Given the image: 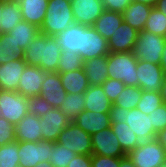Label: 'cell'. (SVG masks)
Instances as JSON below:
<instances>
[{
	"instance_id": "obj_31",
	"label": "cell",
	"mask_w": 166,
	"mask_h": 167,
	"mask_svg": "<svg viewBox=\"0 0 166 167\" xmlns=\"http://www.w3.org/2000/svg\"><path fill=\"white\" fill-rule=\"evenodd\" d=\"M141 95L142 89L139 86H125L113 103L114 115L122 109L131 110L136 108Z\"/></svg>"
},
{
	"instance_id": "obj_7",
	"label": "cell",
	"mask_w": 166,
	"mask_h": 167,
	"mask_svg": "<svg viewBox=\"0 0 166 167\" xmlns=\"http://www.w3.org/2000/svg\"><path fill=\"white\" fill-rule=\"evenodd\" d=\"M28 98L15 91L0 90V116L16 125L28 114Z\"/></svg>"
},
{
	"instance_id": "obj_22",
	"label": "cell",
	"mask_w": 166,
	"mask_h": 167,
	"mask_svg": "<svg viewBox=\"0 0 166 167\" xmlns=\"http://www.w3.org/2000/svg\"><path fill=\"white\" fill-rule=\"evenodd\" d=\"M49 0H18L23 20L41 28Z\"/></svg>"
},
{
	"instance_id": "obj_8",
	"label": "cell",
	"mask_w": 166,
	"mask_h": 167,
	"mask_svg": "<svg viewBox=\"0 0 166 167\" xmlns=\"http://www.w3.org/2000/svg\"><path fill=\"white\" fill-rule=\"evenodd\" d=\"M79 155H92L91 135L86 133L74 122L64 128L57 141Z\"/></svg>"
},
{
	"instance_id": "obj_39",
	"label": "cell",
	"mask_w": 166,
	"mask_h": 167,
	"mask_svg": "<svg viewBox=\"0 0 166 167\" xmlns=\"http://www.w3.org/2000/svg\"><path fill=\"white\" fill-rule=\"evenodd\" d=\"M54 107L41 96L28 97V114H33L41 118L47 111Z\"/></svg>"
},
{
	"instance_id": "obj_37",
	"label": "cell",
	"mask_w": 166,
	"mask_h": 167,
	"mask_svg": "<svg viewBox=\"0 0 166 167\" xmlns=\"http://www.w3.org/2000/svg\"><path fill=\"white\" fill-rule=\"evenodd\" d=\"M18 141L0 146V167L19 166Z\"/></svg>"
},
{
	"instance_id": "obj_15",
	"label": "cell",
	"mask_w": 166,
	"mask_h": 167,
	"mask_svg": "<svg viewBox=\"0 0 166 167\" xmlns=\"http://www.w3.org/2000/svg\"><path fill=\"white\" fill-rule=\"evenodd\" d=\"M45 79V71L40 67L26 65L20 76L17 92L25 97L40 96L41 85Z\"/></svg>"
},
{
	"instance_id": "obj_18",
	"label": "cell",
	"mask_w": 166,
	"mask_h": 167,
	"mask_svg": "<svg viewBox=\"0 0 166 167\" xmlns=\"http://www.w3.org/2000/svg\"><path fill=\"white\" fill-rule=\"evenodd\" d=\"M23 58H18L0 65V90L17 92L20 76L26 68Z\"/></svg>"
},
{
	"instance_id": "obj_11",
	"label": "cell",
	"mask_w": 166,
	"mask_h": 167,
	"mask_svg": "<svg viewBox=\"0 0 166 167\" xmlns=\"http://www.w3.org/2000/svg\"><path fill=\"white\" fill-rule=\"evenodd\" d=\"M138 86L143 91L161 92L165 72L159 64L138 60Z\"/></svg>"
},
{
	"instance_id": "obj_42",
	"label": "cell",
	"mask_w": 166,
	"mask_h": 167,
	"mask_svg": "<svg viewBox=\"0 0 166 167\" xmlns=\"http://www.w3.org/2000/svg\"><path fill=\"white\" fill-rule=\"evenodd\" d=\"M151 124L154 131L158 134L166 128V104H161L157 109L150 113Z\"/></svg>"
},
{
	"instance_id": "obj_28",
	"label": "cell",
	"mask_w": 166,
	"mask_h": 167,
	"mask_svg": "<svg viewBox=\"0 0 166 167\" xmlns=\"http://www.w3.org/2000/svg\"><path fill=\"white\" fill-rule=\"evenodd\" d=\"M110 127L117 136L120 146L126 154L137 147V135L131 130L127 123L120 121V119L114 115Z\"/></svg>"
},
{
	"instance_id": "obj_1",
	"label": "cell",
	"mask_w": 166,
	"mask_h": 167,
	"mask_svg": "<svg viewBox=\"0 0 166 167\" xmlns=\"http://www.w3.org/2000/svg\"><path fill=\"white\" fill-rule=\"evenodd\" d=\"M61 53L55 36L39 33L25 49L23 59L27 65L40 67L45 72H57Z\"/></svg>"
},
{
	"instance_id": "obj_6",
	"label": "cell",
	"mask_w": 166,
	"mask_h": 167,
	"mask_svg": "<svg viewBox=\"0 0 166 167\" xmlns=\"http://www.w3.org/2000/svg\"><path fill=\"white\" fill-rule=\"evenodd\" d=\"M53 146L54 141H18L19 166L36 167L44 161L49 162Z\"/></svg>"
},
{
	"instance_id": "obj_43",
	"label": "cell",
	"mask_w": 166,
	"mask_h": 167,
	"mask_svg": "<svg viewBox=\"0 0 166 167\" xmlns=\"http://www.w3.org/2000/svg\"><path fill=\"white\" fill-rule=\"evenodd\" d=\"M92 167H119L120 157H109L101 155H91Z\"/></svg>"
},
{
	"instance_id": "obj_51",
	"label": "cell",
	"mask_w": 166,
	"mask_h": 167,
	"mask_svg": "<svg viewBox=\"0 0 166 167\" xmlns=\"http://www.w3.org/2000/svg\"><path fill=\"white\" fill-rule=\"evenodd\" d=\"M161 96H162L163 103L166 104V75L162 84Z\"/></svg>"
},
{
	"instance_id": "obj_20",
	"label": "cell",
	"mask_w": 166,
	"mask_h": 167,
	"mask_svg": "<svg viewBox=\"0 0 166 167\" xmlns=\"http://www.w3.org/2000/svg\"><path fill=\"white\" fill-rule=\"evenodd\" d=\"M16 141L39 142L42 140V123L40 118L27 114L15 125Z\"/></svg>"
},
{
	"instance_id": "obj_49",
	"label": "cell",
	"mask_w": 166,
	"mask_h": 167,
	"mask_svg": "<svg viewBox=\"0 0 166 167\" xmlns=\"http://www.w3.org/2000/svg\"><path fill=\"white\" fill-rule=\"evenodd\" d=\"M161 67L163 68V71L165 72L166 74V44H165V47H164V50H163V54L161 56Z\"/></svg>"
},
{
	"instance_id": "obj_29",
	"label": "cell",
	"mask_w": 166,
	"mask_h": 167,
	"mask_svg": "<svg viewBox=\"0 0 166 167\" xmlns=\"http://www.w3.org/2000/svg\"><path fill=\"white\" fill-rule=\"evenodd\" d=\"M62 86L67 93L83 94L89 87L87 76L82 69L59 73Z\"/></svg>"
},
{
	"instance_id": "obj_36",
	"label": "cell",
	"mask_w": 166,
	"mask_h": 167,
	"mask_svg": "<svg viewBox=\"0 0 166 167\" xmlns=\"http://www.w3.org/2000/svg\"><path fill=\"white\" fill-rule=\"evenodd\" d=\"M76 153L64 147L58 142H54L51 149L49 162L54 167H68V163L75 157Z\"/></svg>"
},
{
	"instance_id": "obj_46",
	"label": "cell",
	"mask_w": 166,
	"mask_h": 167,
	"mask_svg": "<svg viewBox=\"0 0 166 167\" xmlns=\"http://www.w3.org/2000/svg\"><path fill=\"white\" fill-rule=\"evenodd\" d=\"M156 139L158 142L164 147L165 154H166V128L161 130L158 134Z\"/></svg>"
},
{
	"instance_id": "obj_47",
	"label": "cell",
	"mask_w": 166,
	"mask_h": 167,
	"mask_svg": "<svg viewBox=\"0 0 166 167\" xmlns=\"http://www.w3.org/2000/svg\"><path fill=\"white\" fill-rule=\"evenodd\" d=\"M119 167H136L128 155L120 157V166Z\"/></svg>"
},
{
	"instance_id": "obj_24",
	"label": "cell",
	"mask_w": 166,
	"mask_h": 167,
	"mask_svg": "<svg viewBox=\"0 0 166 167\" xmlns=\"http://www.w3.org/2000/svg\"><path fill=\"white\" fill-rule=\"evenodd\" d=\"M82 33L83 25L73 23L70 27L55 35V38L59 42L62 51L68 50L80 55Z\"/></svg>"
},
{
	"instance_id": "obj_12",
	"label": "cell",
	"mask_w": 166,
	"mask_h": 167,
	"mask_svg": "<svg viewBox=\"0 0 166 167\" xmlns=\"http://www.w3.org/2000/svg\"><path fill=\"white\" fill-rule=\"evenodd\" d=\"M91 141L92 154L109 157H124L127 155L122 150L117 136L111 127L92 134Z\"/></svg>"
},
{
	"instance_id": "obj_33",
	"label": "cell",
	"mask_w": 166,
	"mask_h": 167,
	"mask_svg": "<svg viewBox=\"0 0 166 167\" xmlns=\"http://www.w3.org/2000/svg\"><path fill=\"white\" fill-rule=\"evenodd\" d=\"M84 100V93H67L64 102L59 107V110L73 122L78 117V115L85 110Z\"/></svg>"
},
{
	"instance_id": "obj_30",
	"label": "cell",
	"mask_w": 166,
	"mask_h": 167,
	"mask_svg": "<svg viewBox=\"0 0 166 167\" xmlns=\"http://www.w3.org/2000/svg\"><path fill=\"white\" fill-rule=\"evenodd\" d=\"M8 33L12 36L17 46H20V48L25 50L29 43L32 42L36 36H38L40 28L22 20Z\"/></svg>"
},
{
	"instance_id": "obj_41",
	"label": "cell",
	"mask_w": 166,
	"mask_h": 167,
	"mask_svg": "<svg viewBox=\"0 0 166 167\" xmlns=\"http://www.w3.org/2000/svg\"><path fill=\"white\" fill-rule=\"evenodd\" d=\"M15 125L0 116V146L15 142Z\"/></svg>"
},
{
	"instance_id": "obj_44",
	"label": "cell",
	"mask_w": 166,
	"mask_h": 167,
	"mask_svg": "<svg viewBox=\"0 0 166 167\" xmlns=\"http://www.w3.org/2000/svg\"><path fill=\"white\" fill-rule=\"evenodd\" d=\"M104 9L123 13L132 0H102Z\"/></svg>"
},
{
	"instance_id": "obj_52",
	"label": "cell",
	"mask_w": 166,
	"mask_h": 167,
	"mask_svg": "<svg viewBox=\"0 0 166 167\" xmlns=\"http://www.w3.org/2000/svg\"><path fill=\"white\" fill-rule=\"evenodd\" d=\"M36 167H54L50 162L44 161L43 163L38 164Z\"/></svg>"
},
{
	"instance_id": "obj_5",
	"label": "cell",
	"mask_w": 166,
	"mask_h": 167,
	"mask_svg": "<svg viewBox=\"0 0 166 167\" xmlns=\"http://www.w3.org/2000/svg\"><path fill=\"white\" fill-rule=\"evenodd\" d=\"M165 44L166 37L142 30L138 34L132 49V54L138 60L160 65Z\"/></svg>"
},
{
	"instance_id": "obj_9",
	"label": "cell",
	"mask_w": 166,
	"mask_h": 167,
	"mask_svg": "<svg viewBox=\"0 0 166 167\" xmlns=\"http://www.w3.org/2000/svg\"><path fill=\"white\" fill-rule=\"evenodd\" d=\"M127 155L136 167H161L166 161L164 147L156 138L144 146L136 147Z\"/></svg>"
},
{
	"instance_id": "obj_54",
	"label": "cell",
	"mask_w": 166,
	"mask_h": 167,
	"mask_svg": "<svg viewBox=\"0 0 166 167\" xmlns=\"http://www.w3.org/2000/svg\"><path fill=\"white\" fill-rule=\"evenodd\" d=\"M161 167H166V161L162 164Z\"/></svg>"
},
{
	"instance_id": "obj_16",
	"label": "cell",
	"mask_w": 166,
	"mask_h": 167,
	"mask_svg": "<svg viewBox=\"0 0 166 167\" xmlns=\"http://www.w3.org/2000/svg\"><path fill=\"white\" fill-rule=\"evenodd\" d=\"M114 113H99L89 110L82 111L73 121L89 135L110 128Z\"/></svg>"
},
{
	"instance_id": "obj_48",
	"label": "cell",
	"mask_w": 166,
	"mask_h": 167,
	"mask_svg": "<svg viewBox=\"0 0 166 167\" xmlns=\"http://www.w3.org/2000/svg\"><path fill=\"white\" fill-rule=\"evenodd\" d=\"M155 8H157L166 16V0H158Z\"/></svg>"
},
{
	"instance_id": "obj_21",
	"label": "cell",
	"mask_w": 166,
	"mask_h": 167,
	"mask_svg": "<svg viewBox=\"0 0 166 167\" xmlns=\"http://www.w3.org/2000/svg\"><path fill=\"white\" fill-rule=\"evenodd\" d=\"M84 97L85 110L99 113H114L113 104L104 93L101 85H89L88 89L84 92Z\"/></svg>"
},
{
	"instance_id": "obj_10",
	"label": "cell",
	"mask_w": 166,
	"mask_h": 167,
	"mask_svg": "<svg viewBox=\"0 0 166 167\" xmlns=\"http://www.w3.org/2000/svg\"><path fill=\"white\" fill-rule=\"evenodd\" d=\"M109 54L108 41L93 26L83 25L80 56L84 61Z\"/></svg>"
},
{
	"instance_id": "obj_45",
	"label": "cell",
	"mask_w": 166,
	"mask_h": 167,
	"mask_svg": "<svg viewBox=\"0 0 166 167\" xmlns=\"http://www.w3.org/2000/svg\"><path fill=\"white\" fill-rule=\"evenodd\" d=\"M68 167H92L91 155L76 154L75 157L68 163Z\"/></svg>"
},
{
	"instance_id": "obj_35",
	"label": "cell",
	"mask_w": 166,
	"mask_h": 167,
	"mask_svg": "<svg viewBox=\"0 0 166 167\" xmlns=\"http://www.w3.org/2000/svg\"><path fill=\"white\" fill-rule=\"evenodd\" d=\"M83 67V60L81 56L70 52L68 50H63L59 57V64L57 67L58 73L71 72L74 70H80Z\"/></svg>"
},
{
	"instance_id": "obj_25",
	"label": "cell",
	"mask_w": 166,
	"mask_h": 167,
	"mask_svg": "<svg viewBox=\"0 0 166 167\" xmlns=\"http://www.w3.org/2000/svg\"><path fill=\"white\" fill-rule=\"evenodd\" d=\"M82 68L89 85H102L108 79L107 56L88 59Z\"/></svg>"
},
{
	"instance_id": "obj_3",
	"label": "cell",
	"mask_w": 166,
	"mask_h": 167,
	"mask_svg": "<svg viewBox=\"0 0 166 167\" xmlns=\"http://www.w3.org/2000/svg\"><path fill=\"white\" fill-rule=\"evenodd\" d=\"M138 59L129 52H109L107 55L108 78L117 79L125 86H138Z\"/></svg>"
},
{
	"instance_id": "obj_50",
	"label": "cell",
	"mask_w": 166,
	"mask_h": 167,
	"mask_svg": "<svg viewBox=\"0 0 166 167\" xmlns=\"http://www.w3.org/2000/svg\"><path fill=\"white\" fill-rule=\"evenodd\" d=\"M132 1L147 4L150 5L151 7H155L158 2V0H132Z\"/></svg>"
},
{
	"instance_id": "obj_2",
	"label": "cell",
	"mask_w": 166,
	"mask_h": 167,
	"mask_svg": "<svg viewBox=\"0 0 166 167\" xmlns=\"http://www.w3.org/2000/svg\"><path fill=\"white\" fill-rule=\"evenodd\" d=\"M75 23L71 2L67 0H49L40 33L55 36Z\"/></svg>"
},
{
	"instance_id": "obj_4",
	"label": "cell",
	"mask_w": 166,
	"mask_h": 167,
	"mask_svg": "<svg viewBox=\"0 0 166 167\" xmlns=\"http://www.w3.org/2000/svg\"><path fill=\"white\" fill-rule=\"evenodd\" d=\"M120 121L127 123L131 130L137 135V147L150 143L157 137V133L151 124L150 114L147 115L137 108L131 110L122 109L115 114Z\"/></svg>"
},
{
	"instance_id": "obj_19",
	"label": "cell",
	"mask_w": 166,
	"mask_h": 167,
	"mask_svg": "<svg viewBox=\"0 0 166 167\" xmlns=\"http://www.w3.org/2000/svg\"><path fill=\"white\" fill-rule=\"evenodd\" d=\"M139 31L126 22L121 23L116 32L108 40L109 52H129L137 40Z\"/></svg>"
},
{
	"instance_id": "obj_34",
	"label": "cell",
	"mask_w": 166,
	"mask_h": 167,
	"mask_svg": "<svg viewBox=\"0 0 166 167\" xmlns=\"http://www.w3.org/2000/svg\"><path fill=\"white\" fill-rule=\"evenodd\" d=\"M144 30L166 37V16L157 8L152 7Z\"/></svg>"
},
{
	"instance_id": "obj_14",
	"label": "cell",
	"mask_w": 166,
	"mask_h": 167,
	"mask_svg": "<svg viewBox=\"0 0 166 167\" xmlns=\"http://www.w3.org/2000/svg\"><path fill=\"white\" fill-rule=\"evenodd\" d=\"M75 23L93 26L104 11L102 0H73L71 2Z\"/></svg>"
},
{
	"instance_id": "obj_23",
	"label": "cell",
	"mask_w": 166,
	"mask_h": 167,
	"mask_svg": "<svg viewBox=\"0 0 166 167\" xmlns=\"http://www.w3.org/2000/svg\"><path fill=\"white\" fill-rule=\"evenodd\" d=\"M151 9L150 5L132 1L122 13L123 20L132 28L141 32L144 30Z\"/></svg>"
},
{
	"instance_id": "obj_53",
	"label": "cell",
	"mask_w": 166,
	"mask_h": 167,
	"mask_svg": "<svg viewBox=\"0 0 166 167\" xmlns=\"http://www.w3.org/2000/svg\"><path fill=\"white\" fill-rule=\"evenodd\" d=\"M4 0H0V18H1V12H2V5H3Z\"/></svg>"
},
{
	"instance_id": "obj_27",
	"label": "cell",
	"mask_w": 166,
	"mask_h": 167,
	"mask_svg": "<svg viewBox=\"0 0 166 167\" xmlns=\"http://www.w3.org/2000/svg\"><path fill=\"white\" fill-rule=\"evenodd\" d=\"M23 20L20 4L15 0H4L0 18V33H8Z\"/></svg>"
},
{
	"instance_id": "obj_32",
	"label": "cell",
	"mask_w": 166,
	"mask_h": 167,
	"mask_svg": "<svg viewBox=\"0 0 166 167\" xmlns=\"http://www.w3.org/2000/svg\"><path fill=\"white\" fill-rule=\"evenodd\" d=\"M24 49L17 46L9 33H0V65L24 57Z\"/></svg>"
},
{
	"instance_id": "obj_38",
	"label": "cell",
	"mask_w": 166,
	"mask_h": 167,
	"mask_svg": "<svg viewBox=\"0 0 166 167\" xmlns=\"http://www.w3.org/2000/svg\"><path fill=\"white\" fill-rule=\"evenodd\" d=\"M161 104H163L161 92H151V91H143L141 99L137 104V109L141 112L149 115L154 109H157Z\"/></svg>"
},
{
	"instance_id": "obj_26",
	"label": "cell",
	"mask_w": 166,
	"mask_h": 167,
	"mask_svg": "<svg viewBox=\"0 0 166 167\" xmlns=\"http://www.w3.org/2000/svg\"><path fill=\"white\" fill-rule=\"evenodd\" d=\"M123 22L121 13L104 9L93 24V28L108 41Z\"/></svg>"
},
{
	"instance_id": "obj_17",
	"label": "cell",
	"mask_w": 166,
	"mask_h": 167,
	"mask_svg": "<svg viewBox=\"0 0 166 167\" xmlns=\"http://www.w3.org/2000/svg\"><path fill=\"white\" fill-rule=\"evenodd\" d=\"M40 96L54 108H59L66 98L58 72H45V79L41 85Z\"/></svg>"
},
{
	"instance_id": "obj_13",
	"label": "cell",
	"mask_w": 166,
	"mask_h": 167,
	"mask_svg": "<svg viewBox=\"0 0 166 167\" xmlns=\"http://www.w3.org/2000/svg\"><path fill=\"white\" fill-rule=\"evenodd\" d=\"M42 140L56 142L62 130L72 123L59 108L47 111L41 118Z\"/></svg>"
},
{
	"instance_id": "obj_40",
	"label": "cell",
	"mask_w": 166,
	"mask_h": 167,
	"mask_svg": "<svg viewBox=\"0 0 166 167\" xmlns=\"http://www.w3.org/2000/svg\"><path fill=\"white\" fill-rule=\"evenodd\" d=\"M103 91L108 97V99L112 102V104L116 101L119 93L123 91L125 85L123 82L117 79L108 78L102 85Z\"/></svg>"
}]
</instances>
